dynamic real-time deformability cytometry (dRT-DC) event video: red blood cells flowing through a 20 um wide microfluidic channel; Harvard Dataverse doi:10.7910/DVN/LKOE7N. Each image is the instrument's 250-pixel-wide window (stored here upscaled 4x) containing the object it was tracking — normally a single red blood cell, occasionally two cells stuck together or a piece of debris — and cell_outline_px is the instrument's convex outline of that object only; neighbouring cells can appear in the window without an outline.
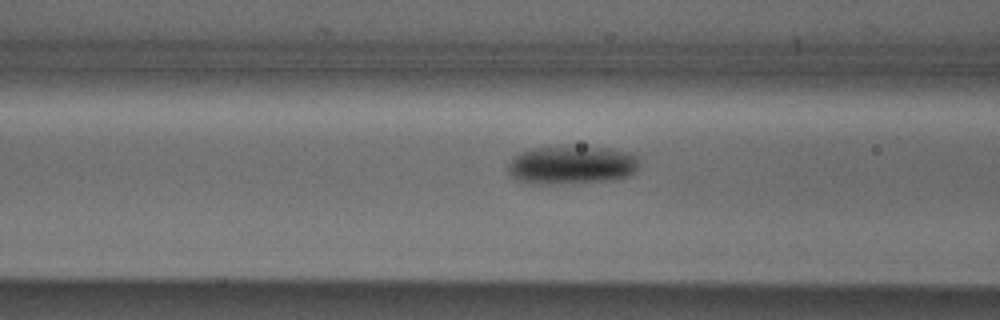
{"species": "Egyptian fruit bat (a non-hibernating species)", "species_latin": "Rousettus aegyptiacus", "temperature_condition": "cold", "stored_images_in_passage": 9, "camera_frame_rate_fps": 3000, "um_per_image_px": 0.085, "animal": {"sex": "male"}, "frame": {"image": 1, "passage_image": 7, "time_ms": 2.0, "image_size_px": [1000, 320], "cell_outline_px": [[636, 168], [628, 176], [612, 180], [512, 180], [508, 172], [508, 164], [520, 152], [532, 148], [568, 144], [612, 148], [628, 152], [636, 156]], "centroid_in_image_um": [48.6, 13.91], "position_along_channel_um": 118.0, "area_um2": 28.32}}